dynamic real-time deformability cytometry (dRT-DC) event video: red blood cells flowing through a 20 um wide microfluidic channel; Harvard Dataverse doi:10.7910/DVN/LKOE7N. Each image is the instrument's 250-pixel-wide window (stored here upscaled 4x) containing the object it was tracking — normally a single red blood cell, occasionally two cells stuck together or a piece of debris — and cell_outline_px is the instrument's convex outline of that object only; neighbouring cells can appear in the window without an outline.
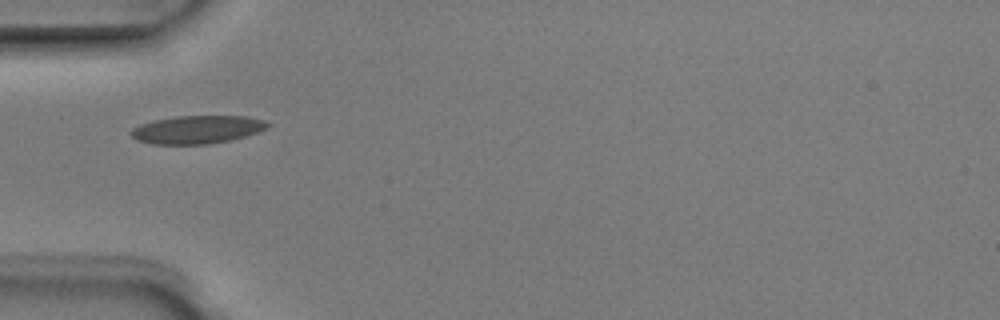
{"species": "Egyptian fruit bat (a non-hibernating species)", "species_latin": "Rousettus aegyptiacus", "temperature_condition": "room temperature", "stored_images_in_passage": 3, "camera_frame_rate_fps": 3000, "um_per_image_px": 0.085, "animal": {"sex": "male"}, "frame": {"image": 1, "passage_image": 3, "time_ms": 0.667, "image_size_px": [1000, 320], "cell_outline_px": [[272, 124], [268, 128], [244, 136], [228, 140], [208, 144], [152, 144], [136, 140], [128, 132], [132, 128], [140, 124], [152, 120], [176, 116], [244, 116], [264, 120]], "centroid_in_image_um": [16.72, 11.0], "position_along_channel_um": 68.3, "area_um2": 22.37}}